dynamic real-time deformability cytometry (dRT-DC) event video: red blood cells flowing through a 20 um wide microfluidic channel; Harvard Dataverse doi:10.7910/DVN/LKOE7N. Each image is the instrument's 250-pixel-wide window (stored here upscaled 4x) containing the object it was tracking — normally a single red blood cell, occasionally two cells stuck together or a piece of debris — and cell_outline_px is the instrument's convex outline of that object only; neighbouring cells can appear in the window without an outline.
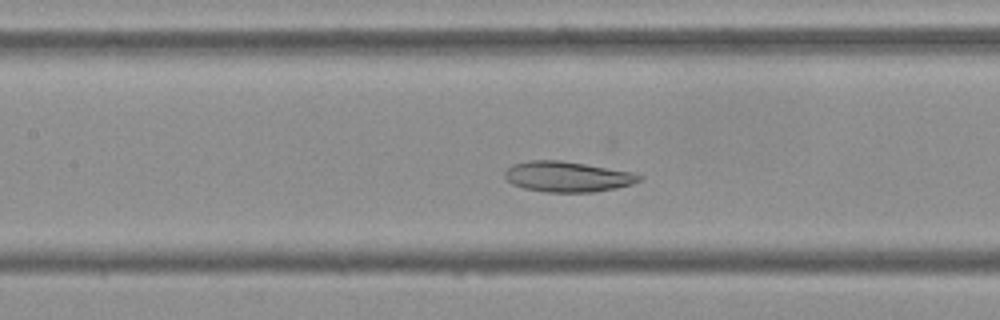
{"species": "Egyptian fruit bat (a non-hibernating species)", "species_latin": "Rousettus aegyptiacus", "temperature_condition": "cold", "stored_images_in_passage": 41, "camera_frame_rate_fps": 3000, "um_per_image_px": 0.085, "frame": {"image": 1, "passage_image": 10, "time_ms": 3.0, "image_size_px": [1000, 320], "cell_outline_px": [[644, 180], [632, 184], [616, 188], [592, 192], [544, 192], [524, 188], [512, 184], [504, 176], [504, 172], [512, 164], [528, 160], [560, 160], [632, 172], [644, 176]], "centroid_in_image_um": [48.24, 15.02], "position_along_channel_um": 159.2, "area_um2": 23.93}}
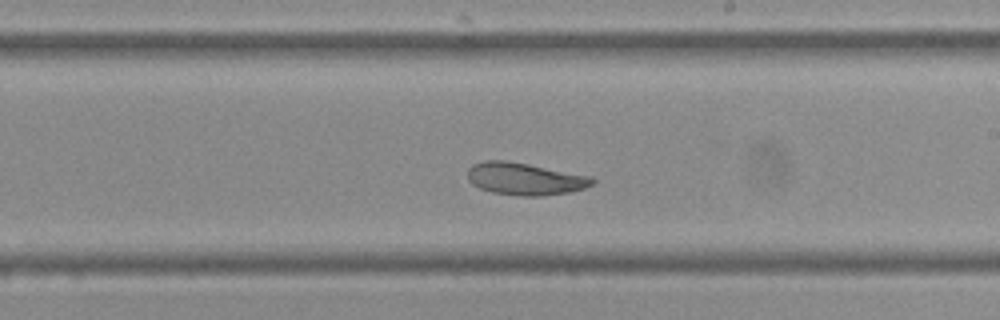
{"frame": {"image": 2, "passage_image": 17, "time_ms": 5.333, "image_size_px": [1000, 320], "cell_outline_px": [[596, 180], [592, 184], [584, 188], [572, 192], [540, 196], [520, 196], [492, 192], [480, 188], [472, 184], [468, 180], [468, 168], [472, 164], [484, 160], [504, 160], [528, 164], [592, 176]], "centroid_in_image_um": [44.62, 15.2], "position_along_channel_um": 244.4, "area_um2": 23.58}}
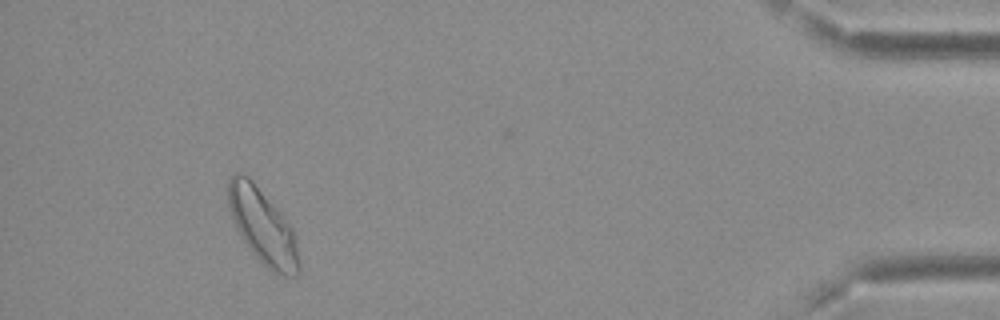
{"frame": {"image": 3, "passage_image": 36, "time_ms": 11.667, "image_size_px": [1000, 320], "cell_outline_px": [[300, 272], [296, 276], [280, 276], [268, 268], [252, 252], [236, 228], [228, 208], [228, 180], [236, 172], [240, 172], [248, 176], [252, 180], [280, 212], [292, 228], [296, 244], [300, 264]], "centroid_in_image_um": [22.32, 19.25], "position_along_channel_um": 412.9, "area_um2": 30.58}, "authors_computed_cell_mechanics": {"area_um2": 24.3916, "velocity_mm_per_s": 3.6673, "shape_relaxation_time_tau1_ms": null, "shape_relaxation_time_tau2_ms": 8.4398, "deformation_change_tau1": null, "deformation_change_tau2": 0.1409}}